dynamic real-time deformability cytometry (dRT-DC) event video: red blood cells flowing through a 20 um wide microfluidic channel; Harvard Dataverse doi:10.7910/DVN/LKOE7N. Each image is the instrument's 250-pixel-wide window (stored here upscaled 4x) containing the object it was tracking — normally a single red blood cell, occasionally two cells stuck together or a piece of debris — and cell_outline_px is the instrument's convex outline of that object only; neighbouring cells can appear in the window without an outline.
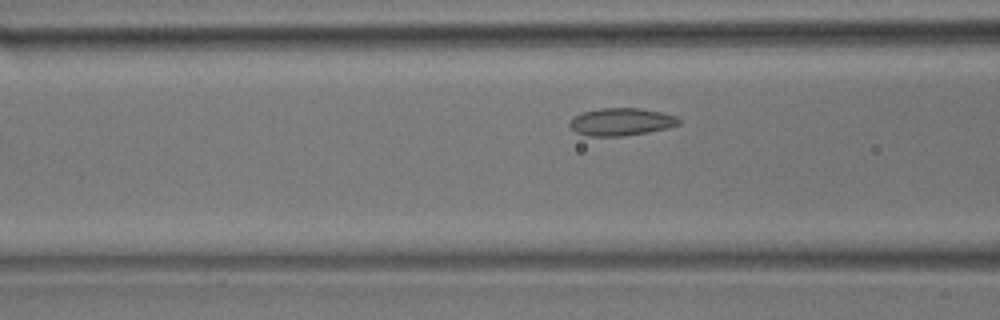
{"species": "common noctule bat (a hibernating species)", "species_latin": "Nyctalus noctula", "temperature_condition": "room temperature", "stored_images_in_passage": 36, "camera_frame_rate_fps": 3000, "um_per_image_px": 0.085, "animal": {"sex": "male", "body_mass_g": 17.9}, "frame": {"image": 1, "passage_image": 12, "time_ms": 3.667, "image_size_px": [1000, 320], "cell_outline_px": [[680, 124], [668, 128], [648, 132], [624, 136], [588, 136], [576, 132], [568, 124], [572, 116], [580, 112], [600, 108], [640, 108], [660, 112], [676, 116], [680, 120]], "centroid_in_image_um": [52.77, 10.35], "position_along_channel_um": 113.8, "area_um2": 17.69}}
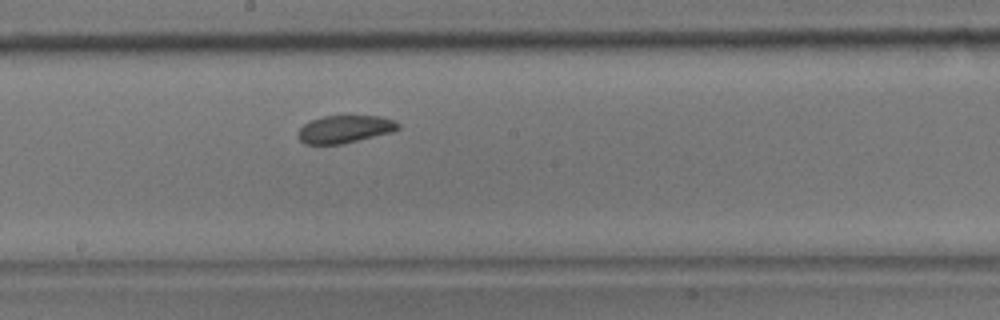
{"frame": {"image": 2, "passage_image": 20, "time_ms": 6.333, "image_size_px": [1000, 320], "cell_outline_px": [[400, 128], [392, 132], [340, 144], [304, 144], [296, 136], [296, 132], [304, 124], [312, 120], [324, 116], [380, 116], [392, 120], [400, 124]], "centroid_in_image_um": [29.27, 10.98], "position_along_channel_um": 218.9, "area_um2": 16.01}}
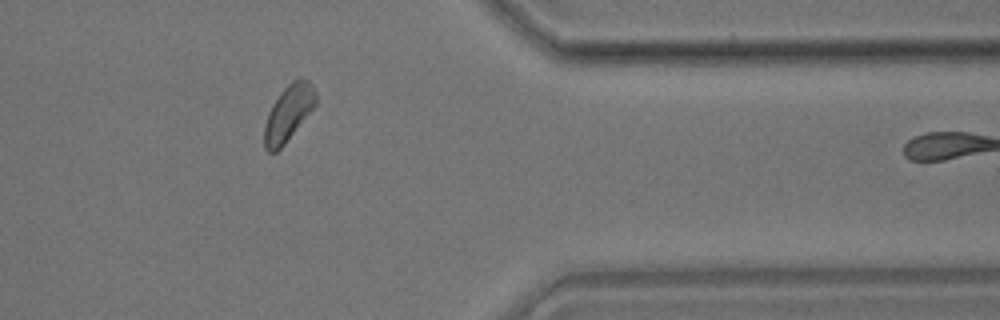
{"frame": {"image": 3, "passage_image": 34, "time_ms": 11.0, "image_size_px": [1000, 320], "cell_outline_px": [[316, 104], [284, 144], [276, 152], [268, 152], [264, 148], [264, 124], [268, 112], [272, 104], [280, 92], [292, 80], [308, 80], [312, 84], [316, 92]], "centroid_in_image_um": [24.49, 9.62], "position_along_channel_um": 386.9, "area_um2": 16.53}}